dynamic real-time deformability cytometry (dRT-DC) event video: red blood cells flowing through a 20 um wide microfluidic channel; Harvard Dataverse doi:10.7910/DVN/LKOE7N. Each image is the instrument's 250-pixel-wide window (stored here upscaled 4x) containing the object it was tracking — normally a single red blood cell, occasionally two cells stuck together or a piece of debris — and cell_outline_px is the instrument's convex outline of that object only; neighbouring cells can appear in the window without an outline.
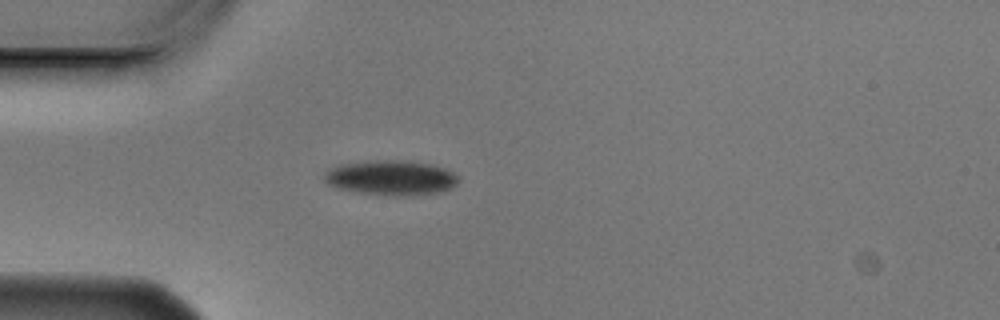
{"species": "Egyptian fruit bat (a non-hibernating species)", "species_latin": "Rousettus aegyptiacus", "temperature_condition": "cold", "stored_images_in_passage": 3, "camera_frame_rate_fps": 3000, "um_per_image_px": 0.085, "animal": {"sex": "male"}, "frame": {"image": 1, "passage_image": 1, "time_ms": 0.0, "image_size_px": [1000, 320], "cell_outline_px": [[460, 180], [452, 188], [444, 192], [408, 196], [396, 196], [356, 192], [336, 188], [328, 184], [324, 180], [324, 172], [328, 168], [336, 164], [372, 160], [408, 160], [432, 164], [448, 168], [460, 176]], "centroid_in_image_um": [33.27, 15.1], "position_along_channel_um": 51.7, "area_um2": 28.15}}